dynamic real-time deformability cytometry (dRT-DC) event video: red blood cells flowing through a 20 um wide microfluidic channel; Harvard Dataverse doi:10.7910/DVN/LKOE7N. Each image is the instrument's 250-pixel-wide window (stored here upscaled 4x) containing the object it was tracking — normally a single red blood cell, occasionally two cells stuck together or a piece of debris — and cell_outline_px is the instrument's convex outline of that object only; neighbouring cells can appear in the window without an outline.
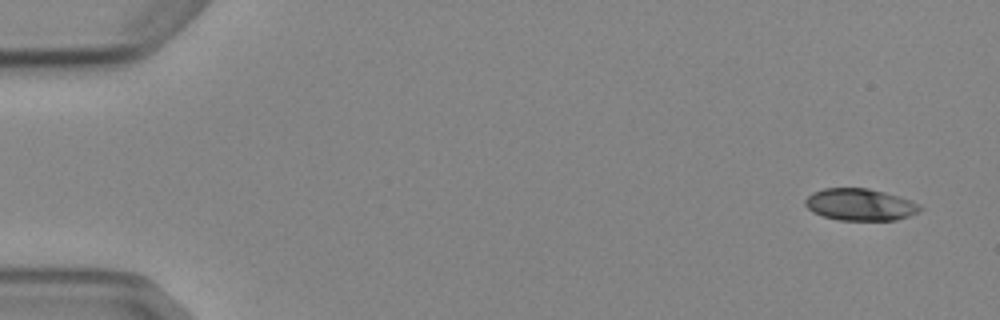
{"species": "Egyptian fruit bat (a non-hibernating species)", "species_latin": "Rousettus aegyptiacus", "temperature_condition": "cold", "stored_images_in_passage": 4, "camera_frame_rate_fps": 3000, "um_per_image_px": 0.085, "animal": {"sex": "female"}, "frame": {"image": 1, "passage_image": 1, "time_ms": 0.0, "image_size_px": [1000, 320], "cell_outline_px": [[924, 208], [908, 216], [896, 220], [836, 220], [812, 212], [804, 204], [804, 200], [812, 192], [824, 188], [868, 188], [884, 192], [920, 204]], "centroid_in_image_um": [73.06, 17.39], "position_along_channel_um": 11.9, "area_um2": 21.27}}